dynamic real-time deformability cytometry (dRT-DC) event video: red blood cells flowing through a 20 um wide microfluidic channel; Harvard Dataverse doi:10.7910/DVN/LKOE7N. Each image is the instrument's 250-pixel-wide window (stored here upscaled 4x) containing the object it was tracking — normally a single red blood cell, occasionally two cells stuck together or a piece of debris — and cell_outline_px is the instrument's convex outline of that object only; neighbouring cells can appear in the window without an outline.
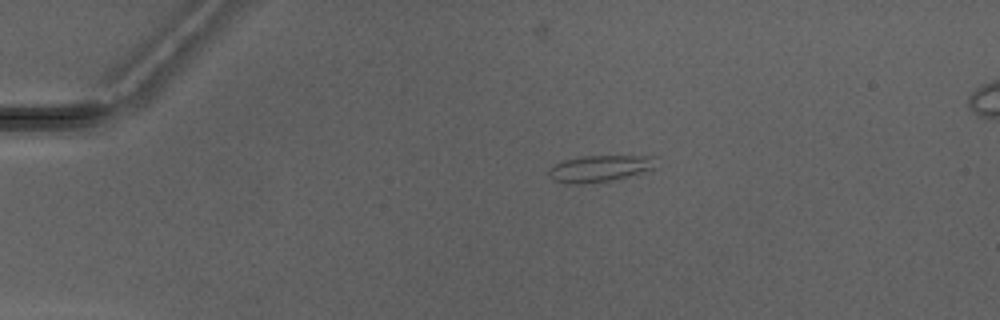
{"species": "Egyptian fruit bat (a non-hibernating species)", "species_latin": "Rousettus aegyptiacus", "temperature_condition": "warm", "stored_images_in_passage": 4, "camera_frame_rate_fps": 3000, "um_per_image_px": 0.085, "animal": {"sex": "male"}, "frame": {"image": 1, "passage_image": 1, "time_ms": 0.0, "image_size_px": [1000, 320], "cell_outline_px": [[656, 156], [652, 168], [640, 172], [608, 180], [584, 184], [568, 184], [552, 180], [548, 176], [548, 168], [564, 160], [580, 156]], "centroid_in_image_um": [50.85, 14.32], "position_along_channel_um": 34.2, "area_um2": 16.24}}